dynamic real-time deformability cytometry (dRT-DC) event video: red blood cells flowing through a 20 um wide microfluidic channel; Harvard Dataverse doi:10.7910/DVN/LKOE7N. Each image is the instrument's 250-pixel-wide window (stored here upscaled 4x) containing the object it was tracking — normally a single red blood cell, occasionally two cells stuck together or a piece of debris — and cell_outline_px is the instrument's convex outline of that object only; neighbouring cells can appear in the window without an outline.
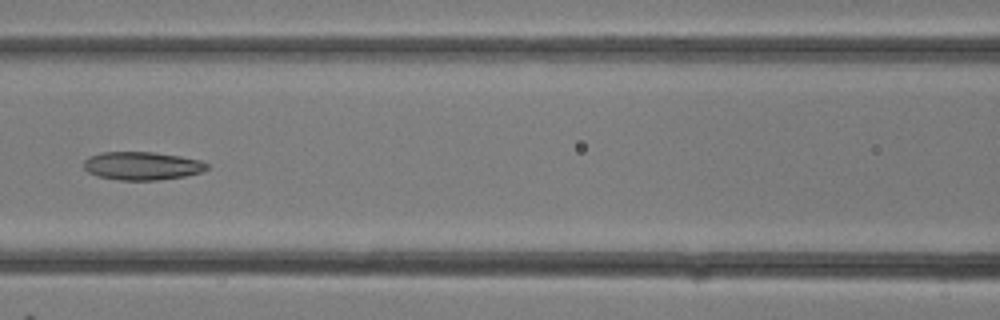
{"species": "common noctule bat (a hibernating species)", "species_latin": "Nyctalus noctula", "temperature_condition": "room temperature", "stored_images_in_passage": 19, "camera_frame_rate_fps": 3000, "um_per_image_px": 0.085, "animal": {"sex": "female"}, "frame": {"image": 1, "passage_image": 14, "time_ms": 4.333, "image_size_px": [1000, 320], "cell_outline_px": [[208, 168], [204, 172], [184, 176], [156, 180], [120, 180], [100, 176], [88, 172], [84, 168], [84, 160], [88, 156], [100, 152], [152, 152], [180, 156], [200, 160], [208, 164]], "centroid_in_image_um": [12.08, 14.09], "position_along_channel_um": 154.5, "area_um2": 20.23}}
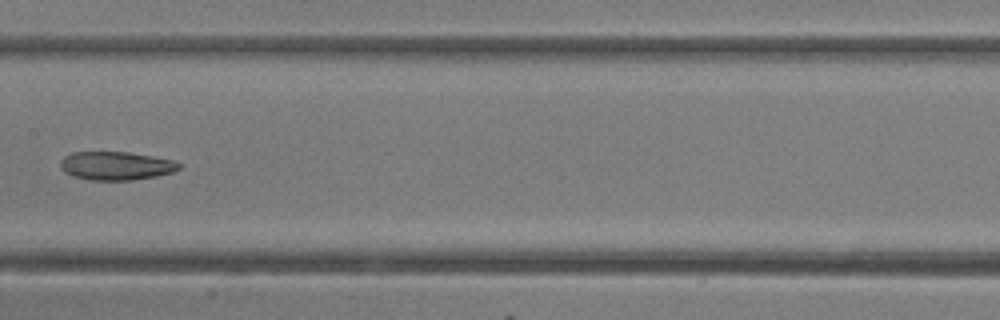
{"frame": {"image": 2, "passage_image": 16, "time_ms": 5.0, "image_size_px": [1000, 320], "cell_outline_px": [[180, 168], [172, 172], [156, 176], [132, 180], [88, 180], [72, 176], [64, 172], [60, 164], [60, 160], [64, 156], [72, 152], [128, 152], [152, 156], [172, 160], [180, 164]], "centroid_in_image_um": [9.82, 14.09], "position_along_channel_um": 197.6, "area_um2": 19.65}}
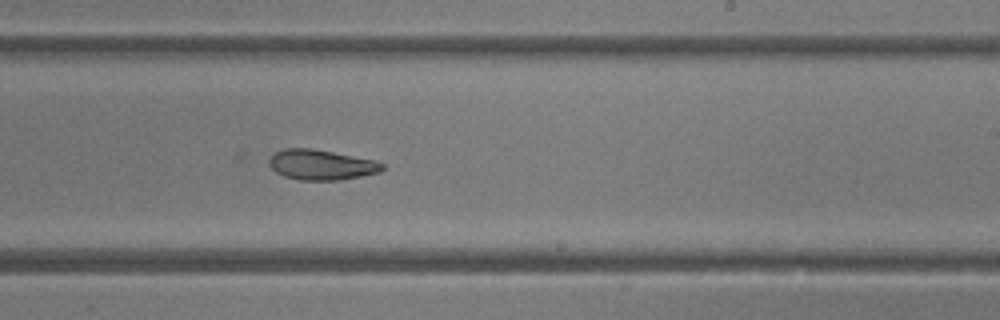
{"frame": {"image": 3, "passage_image": 19, "time_ms": 6.0, "image_size_px": [1000, 320], "cell_outline_px": [[384, 168], [380, 172], [340, 180], [300, 180], [284, 176], [276, 172], [268, 164], [268, 160], [276, 152], [284, 148], [312, 148], [376, 160], [384, 164]], "centroid_in_image_um": [27.31, 14.0], "position_along_channel_um": 261.7, "area_um2": 19.94}}